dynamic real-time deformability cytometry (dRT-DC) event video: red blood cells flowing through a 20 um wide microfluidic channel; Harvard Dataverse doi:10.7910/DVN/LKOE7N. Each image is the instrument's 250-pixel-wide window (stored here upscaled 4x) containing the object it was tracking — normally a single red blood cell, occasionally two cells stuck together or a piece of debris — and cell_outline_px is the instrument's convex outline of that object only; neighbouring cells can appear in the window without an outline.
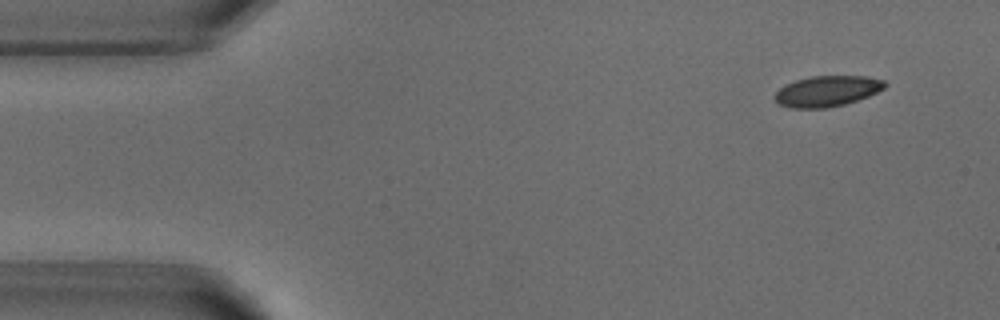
{"species": "common noctule bat (a hibernating species)", "species_latin": "Nyctalus noctula", "temperature_condition": "warm", "stored_images_in_passage": 5, "segment_of_instrument_passage": [2, 2], "camera_frame_rate_fps": 3000, "um_per_image_px": 0.085, "animal": {"sex": "male", "body_mass_g": 18.8}, "frame": {"image": 1, "passage_image": 5, "time_ms": 4.667, "image_size_px": [1000, 320], "cell_outline_px": [[888, 84], [884, 88], [868, 96], [844, 104], [828, 108], [792, 108], [780, 104], [776, 100], [776, 92], [780, 88], [796, 80], [812, 76], [868, 76], [884, 80]], "centroid_in_image_um": [70.34, 7.74], "position_along_channel_um": 14.7, "area_um2": 19.48}}